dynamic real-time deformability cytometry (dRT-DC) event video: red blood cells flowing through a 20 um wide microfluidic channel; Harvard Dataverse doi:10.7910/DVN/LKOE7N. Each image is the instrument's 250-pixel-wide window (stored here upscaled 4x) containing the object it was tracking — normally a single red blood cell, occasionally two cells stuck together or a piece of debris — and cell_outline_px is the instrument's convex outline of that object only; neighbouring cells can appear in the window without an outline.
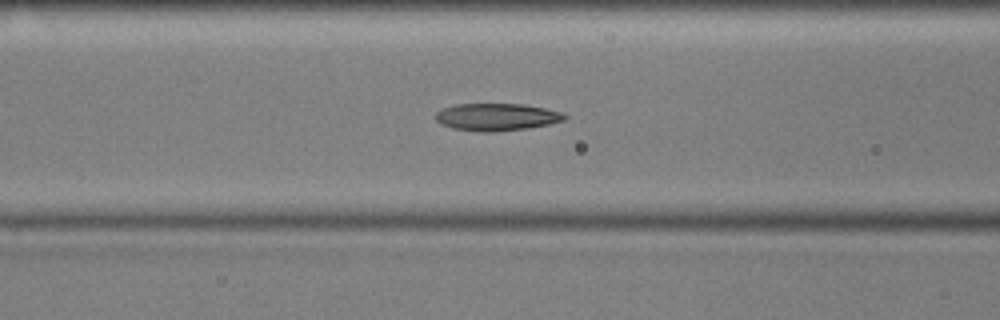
{"species": "common noctule bat (a hibernating species)", "species_latin": "Nyctalus noctula", "temperature_condition": "cold", "stored_images_in_passage": 55, "camera_frame_rate_fps": 3000, "um_per_image_px": 0.085, "animal": {"sex": "male", "body_mass_g": 17.9, "forearm_length_mm": 54.2}, "frame": {"image": 1, "passage_image": 21, "time_ms": 6.667, "image_size_px": [1000, 320], "cell_outline_px": [[568, 116], [564, 120], [548, 124], [528, 128], [492, 132], [480, 132], [452, 128], [440, 124], [436, 120], [436, 112], [444, 108], [456, 104], [524, 104], [564, 112]], "centroid_in_image_um": [42.22, 9.94], "position_along_channel_um": 124.4, "area_um2": 20.58}}
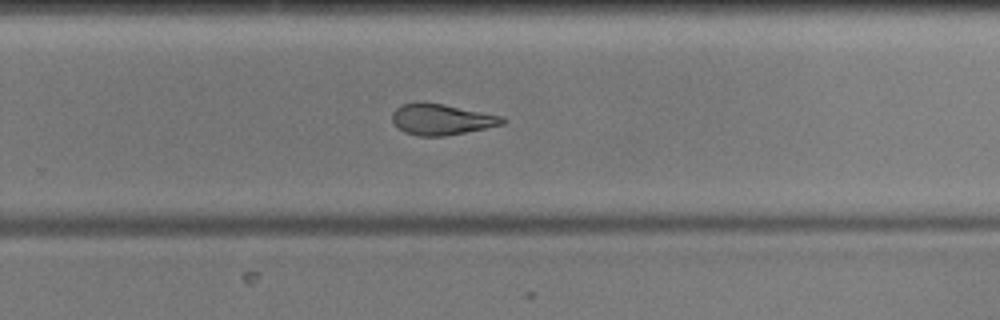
{"frame": {"image": 2, "passage_image": 35, "time_ms": 11.333, "image_size_px": [1000, 320], "cell_outline_px": [[508, 120], [504, 124], [444, 136], [420, 136], [404, 132], [392, 120], [392, 112], [400, 104], [444, 104], [504, 116]], "centroid_in_image_um": [37.58, 10.16], "position_along_channel_um": 292.2, "area_um2": 19.48}}
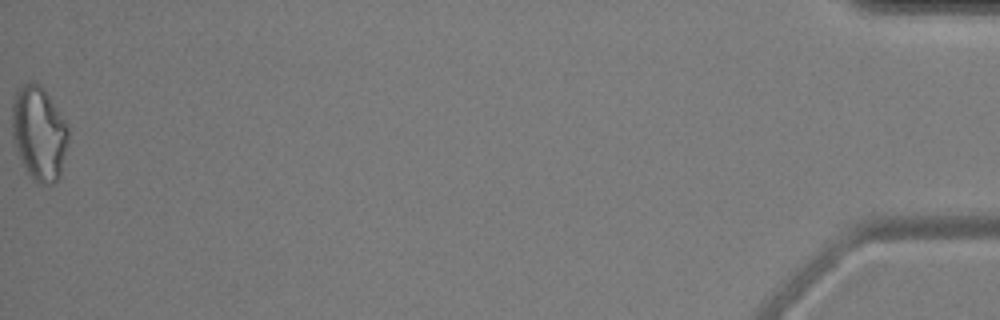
{"frame": {"image": 3, "passage_image": 55, "time_ms": 18.0, "image_size_px": [1000, 320], "cell_outline_px": [[68, 140], [60, 176], [52, 184], [40, 184], [32, 180], [20, 160], [12, 140], [12, 100], [16, 92], [24, 84], [32, 80], [40, 84], [44, 88], [64, 120], [68, 128]], "centroid_in_image_um": [3.29, 11.33], "position_along_channel_um": 431.9, "area_um2": 30.98}, "authors_computed_cell_mechanics": {"area_um2": 21.0392, "velocity_mm_per_s": 3.6001, "shape_relaxation_time_tau1_ms": 7.3135, "shape_relaxation_time_tau2_ms": 3.1339, "deformation_change_tau1": 0.2062, "deformation_change_tau2": 0.1267}}